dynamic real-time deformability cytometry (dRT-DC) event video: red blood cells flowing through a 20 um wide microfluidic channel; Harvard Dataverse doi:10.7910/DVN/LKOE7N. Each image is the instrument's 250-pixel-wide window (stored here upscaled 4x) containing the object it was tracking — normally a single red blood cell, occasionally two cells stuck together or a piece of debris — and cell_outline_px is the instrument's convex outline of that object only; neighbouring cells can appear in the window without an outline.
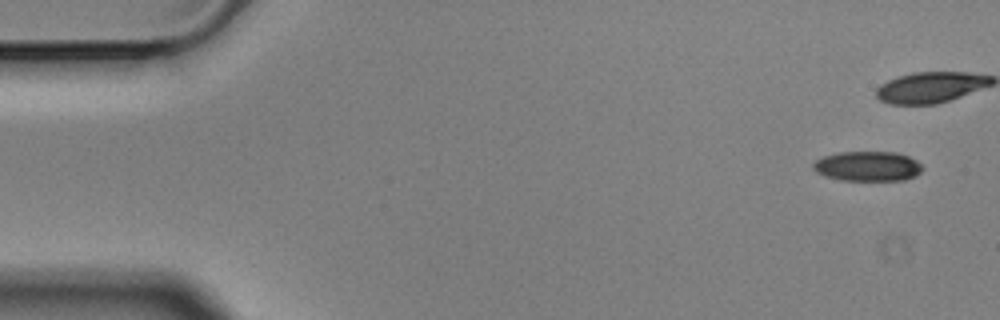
{"species": "Egyptian fruit bat (a non-hibernating species)", "species_latin": "Rousettus aegyptiacus", "temperature_condition": "cold", "stored_images_in_passage": 15, "camera_frame_rate_fps": 3000, "um_per_image_px": 0.085, "animal": {"sex": "male"}, "frame": {"image": 1, "passage_image": 1, "time_ms": 0.0, "image_size_px": [1000, 320], "cell_outline_px": [[924, 168], [916, 176], [904, 180], [840, 180], [824, 176], [816, 172], [812, 168], [812, 164], [816, 160], [824, 156], [840, 152], [896, 152], [908, 156], [916, 160]], "centroid_in_image_um": [73.75, 14.13], "position_along_channel_um": 11.3, "area_um2": 19.07}}